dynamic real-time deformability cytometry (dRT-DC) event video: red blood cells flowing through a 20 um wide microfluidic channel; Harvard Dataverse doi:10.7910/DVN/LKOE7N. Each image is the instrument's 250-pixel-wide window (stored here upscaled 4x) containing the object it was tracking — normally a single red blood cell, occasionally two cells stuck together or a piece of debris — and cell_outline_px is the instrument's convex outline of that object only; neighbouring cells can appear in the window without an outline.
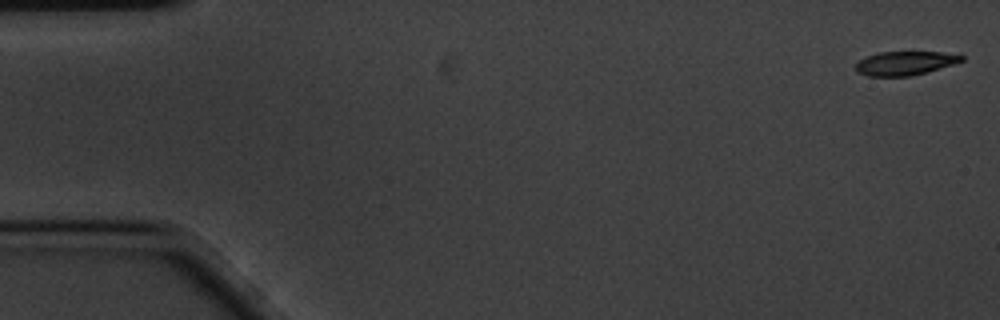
{"species": "common noctule bat (a hibernating species)", "species_latin": "Nyctalus noctula", "temperature_condition": "cold", "stored_images_in_passage": 58, "camera_frame_rate_fps": 3000, "um_per_image_px": 0.085, "animal": {"sex": "male", "body_mass_g": 20.1, "forearm_length_mm": 53.5}, "frame": {"image": 1, "passage_image": 1, "time_ms": 0.0, "image_size_px": [1000, 320], "cell_outline_px": [[964, 60], [952, 64], [912, 76], [868, 76], [856, 72], [856, 64], [860, 60], [868, 56], [880, 52], [940, 52], [964, 56]], "centroid_in_image_um": [76.89, 5.37], "position_along_channel_um": 8.1, "area_um2": 14.45}}
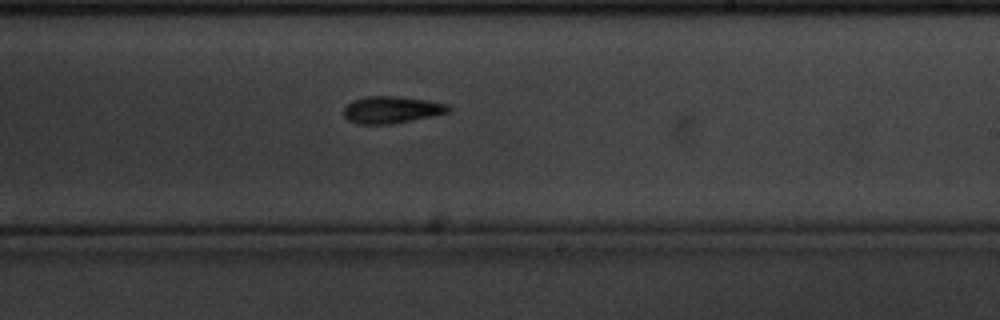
{"frame": {"image": 2, "passage_image": 34, "time_ms": 11.0, "image_size_px": [1000, 320], "cell_outline_px": [[452, 108], [448, 112], [432, 116], [392, 124], [356, 124], [348, 120], [344, 116], [344, 108], [352, 100], [368, 96], [396, 96], [428, 100], [448, 104]], "centroid_in_image_um": [33.28, 9.33], "position_along_channel_um": 255.7, "area_um2": 16.53}}
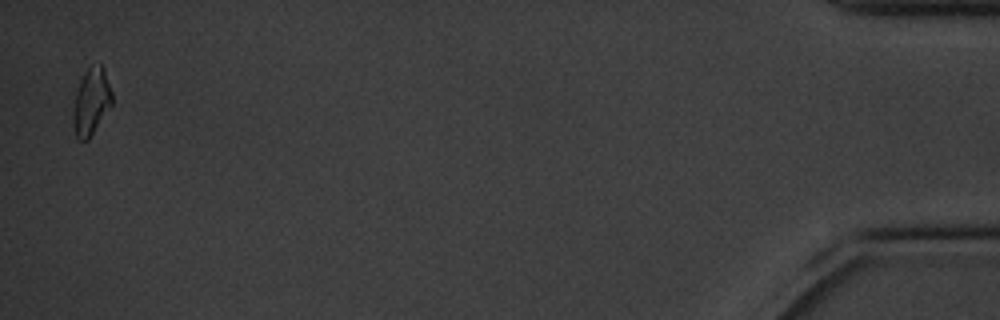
{"frame": {"image": 3, "passage_image": 57, "time_ms": 18.667, "image_size_px": [1000, 320], "cell_outline_px": [[112, 104], [88, 140], [80, 140], [76, 136], [72, 120], [72, 116], [76, 92], [80, 80], [84, 72], [88, 68], [100, 64], [104, 68], [112, 92]], "centroid_in_image_um": [7.75, 8.64], "position_along_channel_um": 427.4, "area_um2": 14.97}, "authors_computed_cell_mechanics": {"area_um2": 16.2418, "velocity_mm_per_s": 3.4287, "shape_relaxation_time_tau1_ms": 2.5854, "shape_relaxation_time_tau2_ms": null, "deformation_change_tau1": 0.1431, "deformation_change_tau2": null}}